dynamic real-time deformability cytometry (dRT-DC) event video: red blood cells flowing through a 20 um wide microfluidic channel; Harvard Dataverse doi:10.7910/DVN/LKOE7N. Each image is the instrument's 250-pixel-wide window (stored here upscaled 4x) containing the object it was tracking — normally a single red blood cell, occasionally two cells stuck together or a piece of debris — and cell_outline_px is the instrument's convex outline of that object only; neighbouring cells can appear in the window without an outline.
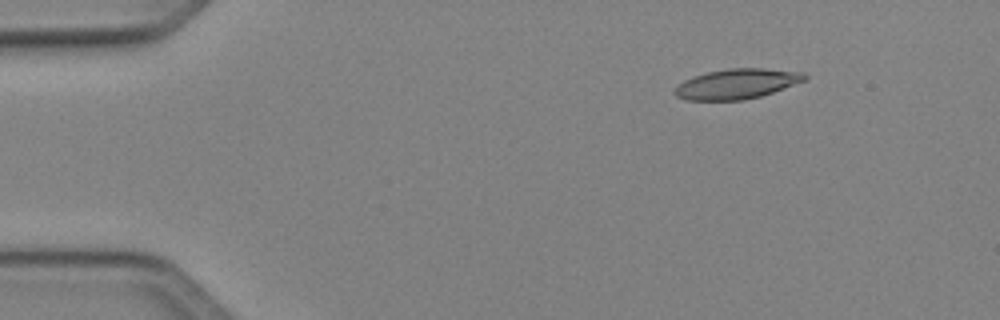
{"species": "Egyptian fruit bat (a non-hibernating species)", "species_latin": "Rousettus aegyptiacus", "temperature_condition": "cold", "stored_images_in_passage": 44, "camera_frame_rate_fps": 3000, "um_per_image_px": 0.085, "animal": {"sex": "female"}, "frame": {"image": 1, "passage_image": 1, "time_ms": 0.0, "image_size_px": [1000, 320], "cell_outline_px": [[808, 80], [760, 96], [744, 100], [688, 100], [676, 96], [672, 92], [684, 80], [692, 76], [708, 72], [728, 68], [764, 68], [804, 72], [808, 76]], "centroid_in_image_um": [62.66, 7.12], "position_along_channel_um": 22.3, "area_um2": 22.83}}
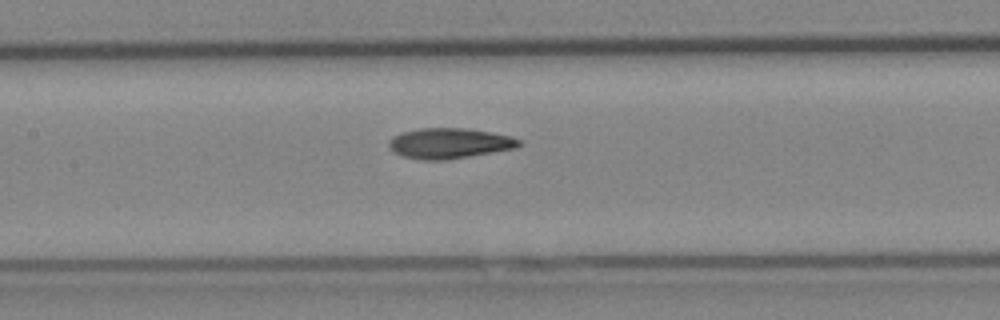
{"frame": {"image": 2, "passage_image": 18, "time_ms": 5.667, "image_size_px": [1000, 320], "cell_outline_px": [[520, 144], [516, 148], [444, 160], [424, 160], [404, 156], [388, 148], [388, 140], [404, 132], [420, 128], [468, 128], [492, 132], [512, 136], [520, 140]], "centroid_in_image_um": [38.21, 12.17], "position_along_channel_um": 169.2, "area_um2": 22.83}}
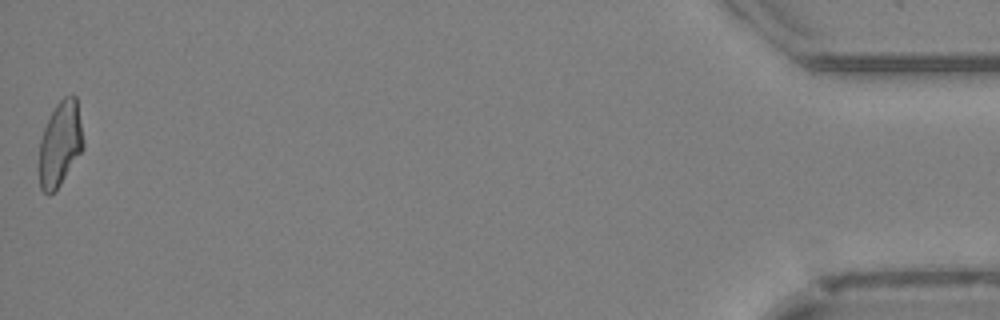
{"frame": {"image": 3, "passage_image": 44, "time_ms": 14.333, "image_size_px": [1000, 320], "cell_outline_px": [[84, 148], [60, 184], [48, 196], [40, 188], [40, 140], [44, 128], [56, 104], [64, 96], [76, 96], [84, 140]], "centroid_in_image_um": [5.13, 12.21], "position_along_channel_um": 430.1, "area_um2": 21.5}, "authors_computed_cell_mechanics": {"area_um2": 22.542, "velocity_mm_per_s": 4.0903, "shape_relaxation_time_tau1_ms": 7.7705, "shape_relaxation_time_tau2_ms": 4.0244, "deformation_change_tau1": 0.2053, "deformation_change_tau2": 0.1086}}